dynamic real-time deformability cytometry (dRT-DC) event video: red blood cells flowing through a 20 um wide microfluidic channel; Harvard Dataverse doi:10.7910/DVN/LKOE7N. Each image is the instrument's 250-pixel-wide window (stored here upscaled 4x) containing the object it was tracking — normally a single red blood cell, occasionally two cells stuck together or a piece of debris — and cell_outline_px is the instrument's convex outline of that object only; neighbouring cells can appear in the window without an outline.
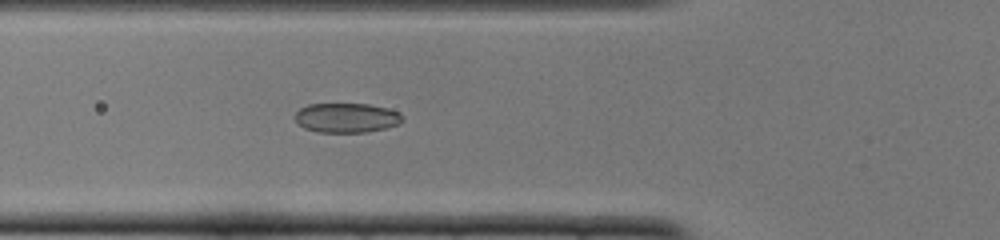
{"species": "common noctule bat (a hibernating species)", "species_latin": "Nyctalus noctula", "temperature_condition": "cold", "stored_images_in_passage": 52, "camera_frame_rate_fps": 3000, "um_per_image_px": 0.085, "animal": {"sex": "female", "body_mass_g": 22.0, "forearm_length_mm": 56.7}, "frame": {"image": 1, "passage_image": 19, "time_ms": 6.0, "image_size_px": [1000, 240], "cell_outline_px": [[404, 120], [400, 124], [384, 128], [364, 132], [320, 132], [304, 128], [296, 120], [296, 112], [300, 108], [308, 104], [368, 104], [388, 108], [400, 112], [404, 116]], "centroid_in_image_um": [29.51, 10.0], "position_along_channel_um": 96.3, "area_um2": 18.5}}
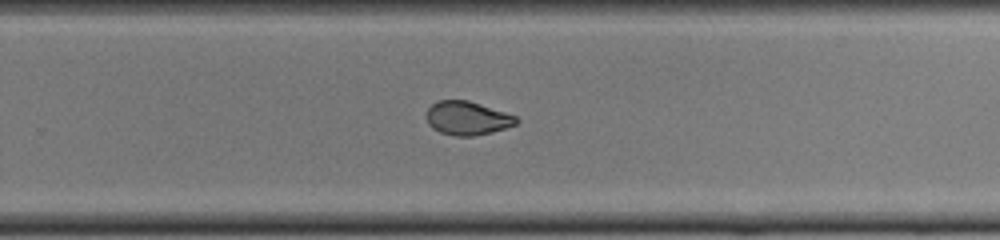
{"frame": {"image": 2, "passage_image": 34, "time_ms": 11.0, "image_size_px": [1000, 240], "cell_outline_px": [[520, 120], [516, 124], [492, 132], [472, 136], [456, 136], [440, 132], [432, 128], [428, 124], [428, 108], [432, 104], [440, 100], [468, 100], [516, 116]], "centroid_in_image_um": [39.73, 10.05], "position_along_channel_um": 290.1, "area_um2": 17.4}}
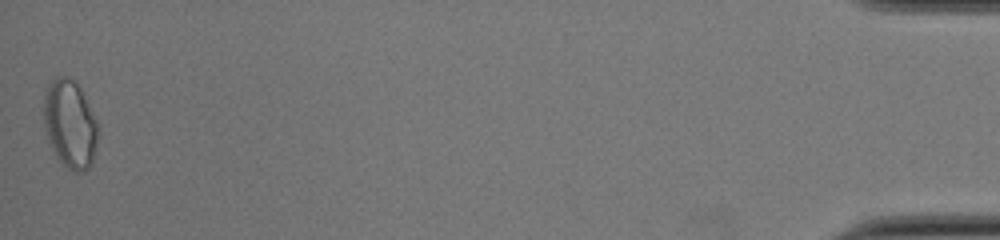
{"frame": {"image": 3, "passage_image": 52, "time_ms": 17.0, "image_size_px": [1000, 240], "cell_outline_px": [[100, 128], [92, 164], [84, 172], [76, 172], [68, 168], [56, 156], [48, 140], [44, 128], [44, 92], [48, 84], [56, 76], [68, 76], [76, 80]], "centroid_in_image_um": [5.95, 10.53], "position_along_channel_um": 429.2, "area_um2": 28.09}, "authors_computed_cell_mechanics": {"area_um2": 18.9295, "velocity_mm_per_s": 3.8822, "shape_relaxation_time_tau1_ms": null, "shape_relaxation_time_tau2_ms": 1.3494, "deformation_change_tau1": null, "deformation_change_tau2": 0.0618}}